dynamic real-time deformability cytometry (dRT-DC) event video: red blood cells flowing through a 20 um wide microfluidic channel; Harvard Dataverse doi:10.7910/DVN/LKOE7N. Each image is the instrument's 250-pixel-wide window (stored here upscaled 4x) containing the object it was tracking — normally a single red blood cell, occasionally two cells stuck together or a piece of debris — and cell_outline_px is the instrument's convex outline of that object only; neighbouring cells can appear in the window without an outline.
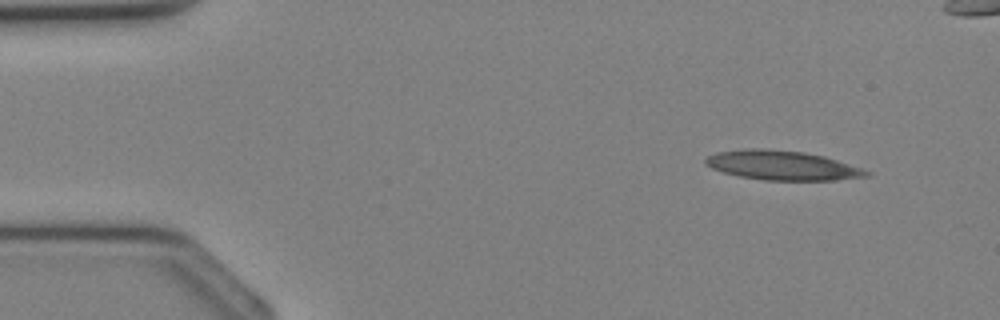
{"species": "Egyptian fruit bat (a non-hibernating species)", "species_latin": "Rousettus aegyptiacus", "temperature_condition": "cold", "stored_images_in_passage": 12, "camera_frame_rate_fps": 3000, "um_per_image_px": 0.085, "animal": {"sex": "female"}, "frame": {"image": 1, "passage_image": 3, "time_ms": 0.667, "image_size_px": [1000, 320], "cell_outline_px": [[872, 172], [868, 176], [836, 180], [764, 180], [740, 176], [724, 172], [712, 168], [704, 164], [704, 160], [708, 156], [716, 152], [748, 148], [760, 148], [804, 152], [824, 156]], "centroid_in_image_um": [66.46, 14.05], "position_along_channel_um": 18.5, "area_um2": 27.34}}
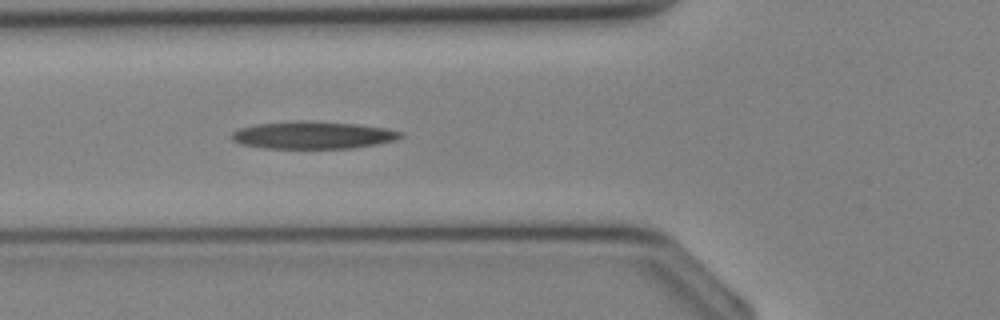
{"frame": {"image": 2, "passage_image": 12, "time_ms": 3.667, "image_size_px": [1000, 320], "cell_outline_px": [[404, 136], [396, 140], [376, 144], [352, 148], [264, 148], [240, 144], [232, 140], [232, 132], [240, 128], [256, 124], [300, 120], [360, 124], [388, 128], [404, 132]], "centroid_in_image_um": [26.64, 11.48], "position_along_channel_um": 99.2, "area_um2": 27.17}}